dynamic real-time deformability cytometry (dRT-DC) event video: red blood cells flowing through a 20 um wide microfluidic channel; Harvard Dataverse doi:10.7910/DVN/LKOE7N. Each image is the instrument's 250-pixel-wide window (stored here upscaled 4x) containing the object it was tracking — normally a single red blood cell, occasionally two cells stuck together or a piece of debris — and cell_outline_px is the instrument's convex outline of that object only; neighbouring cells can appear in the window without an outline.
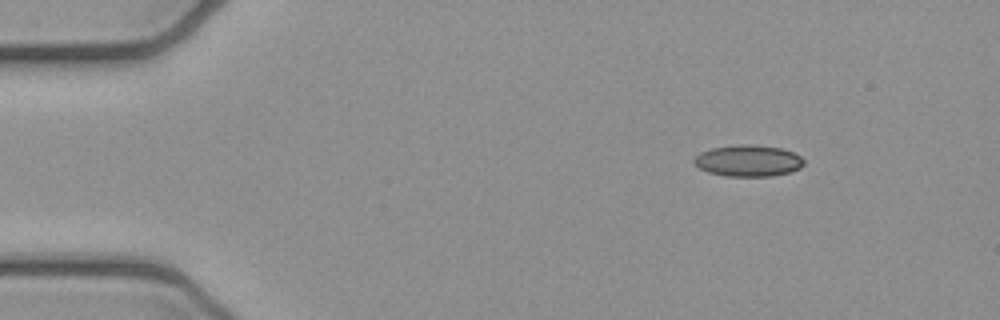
{"species": "common noctule bat (a hibernating species)", "species_latin": "Nyctalus noctula", "temperature_condition": "cold", "stored_images_in_passage": 4, "camera_frame_rate_fps": 3000, "um_per_image_px": 0.085, "animal": {"sex": "female", "body_mass_g": 21.9}, "frame": {"image": 1, "passage_image": 1, "time_ms": 0.0, "image_size_px": [1000, 320], "cell_outline_px": [[804, 164], [800, 168], [788, 172], [772, 176], [728, 176], [708, 172], [700, 168], [692, 160], [700, 152], [712, 148], [744, 144], [748, 144], [780, 148], [792, 152], [800, 156], [804, 160]], "centroid_in_image_um": [63.6, 13.66], "position_along_channel_um": 21.4, "area_um2": 19.88}}
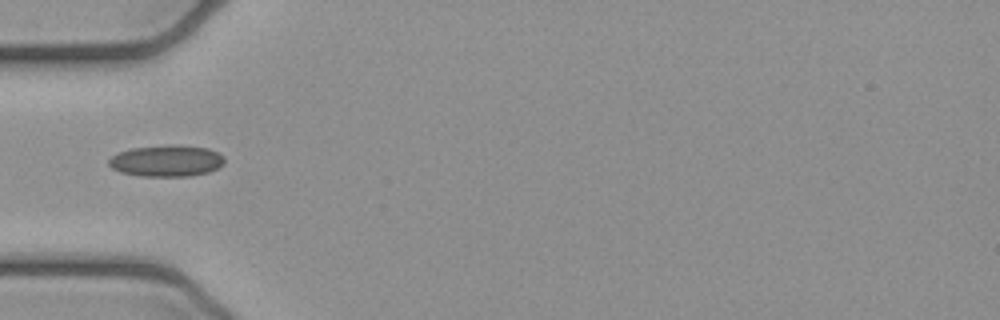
{"frame": {"image": 2, "passage_image": 4, "time_ms": 1.0, "image_size_px": [1000, 320], "cell_outline_px": [[224, 164], [208, 172], [188, 176], [140, 176], [120, 172], [112, 168], [108, 164], [108, 160], [112, 156], [120, 152], [132, 148], [172, 144], [176, 144], [208, 148], [224, 156]], "centroid_in_image_um": [14.15, 13.66], "position_along_channel_um": 70.8, "area_um2": 21.21}}